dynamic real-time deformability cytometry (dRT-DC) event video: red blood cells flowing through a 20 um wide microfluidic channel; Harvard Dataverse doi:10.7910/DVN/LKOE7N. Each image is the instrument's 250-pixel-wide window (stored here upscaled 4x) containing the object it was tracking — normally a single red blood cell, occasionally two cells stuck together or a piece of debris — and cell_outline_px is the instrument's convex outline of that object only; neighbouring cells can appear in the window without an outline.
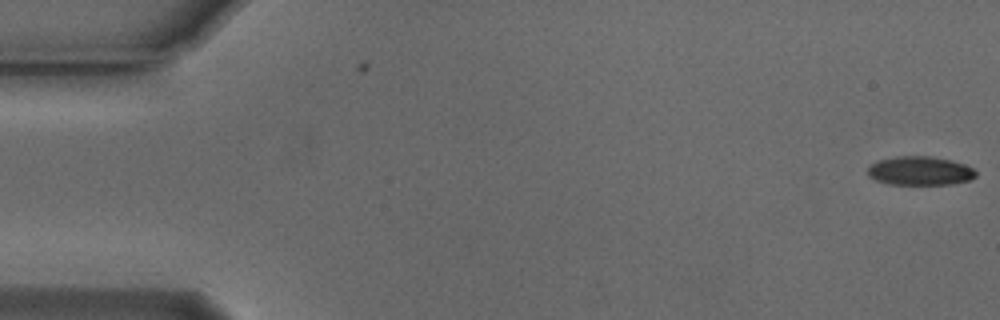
{"species": "Egyptian fruit bat (a non-hibernating species)", "species_latin": "Rousettus aegyptiacus", "temperature_condition": "cold", "stored_images_in_passage": 2, "camera_frame_rate_fps": 3000, "um_per_image_px": 0.085, "animal": {"sex": "male"}, "frame": {"image": 1, "passage_image": 2, "time_ms": 0.333, "image_size_px": [1000, 320], "cell_outline_px": [[976, 176], [968, 180], [952, 184], [888, 184], [876, 180], [868, 176], [868, 168], [872, 164], [880, 160], [896, 156], [928, 156], [952, 160], [964, 164], [972, 168], [976, 172]], "centroid_in_image_um": [78.2, 14.52], "position_along_channel_um": 6.8, "area_um2": 18.03}}